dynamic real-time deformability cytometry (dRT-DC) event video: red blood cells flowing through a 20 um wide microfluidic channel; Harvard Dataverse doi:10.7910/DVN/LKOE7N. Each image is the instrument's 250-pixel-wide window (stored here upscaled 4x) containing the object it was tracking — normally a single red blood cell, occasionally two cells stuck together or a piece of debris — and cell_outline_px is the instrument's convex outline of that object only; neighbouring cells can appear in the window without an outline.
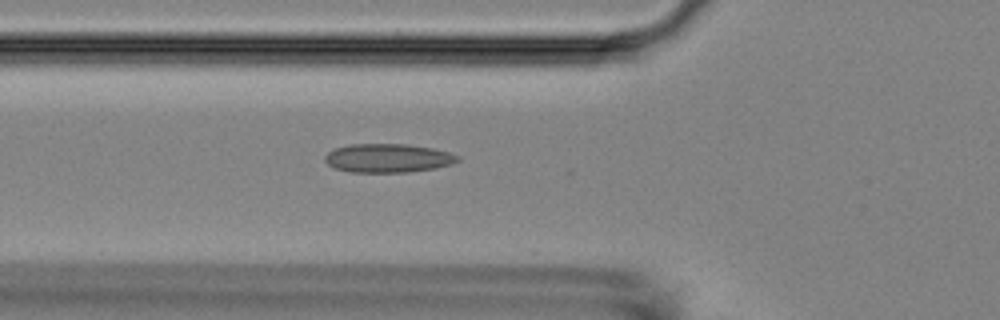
{"species": "Egyptian fruit bat (a non-hibernating species)", "species_latin": "Rousettus aegyptiacus", "temperature_condition": "room temperature", "stored_images_in_passage": 54, "camera_frame_rate_fps": 3000, "um_per_image_px": 0.085, "animal": {"sex": "female"}, "frame": {"image": 1, "passage_image": 19, "time_ms": 6.0, "image_size_px": [1000, 320], "cell_outline_px": [[460, 160], [452, 164], [436, 168], [408, 172], [348, 172], [336, 168], [328, 164], [324, 160], [324, 156], [328, 152], [336, 148], [348, 144], [408, 144], [432, 148], [448, 152], [460, 156]], "centroid_in_image_um": [32.98, 13.44], "position_along_channel_um": 92.8, "area_um2": 22.31}}
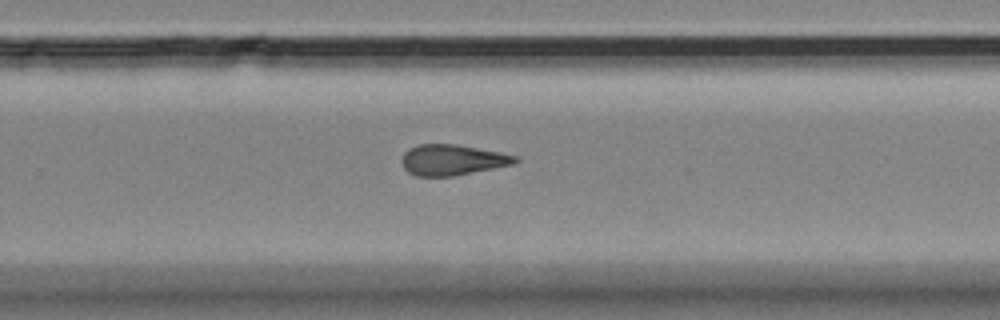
{"frame": {"image": 2, "passage_image": 35, "time_ms": 11.333, "image_size_px": [1000, 320], "cell_outline_px": [[520, 160], [516, 164], [456, 176], [416, 176], [408, 172], [404, 168], [400, 160], [404, 152], [408, 148], [420, 144], [456, 144], [500, 152], [516, 156]], "centroid_in_image_um": [38.46, 13.6], "position_along_channel_um": 291.3, "area_um2": 20.58}}
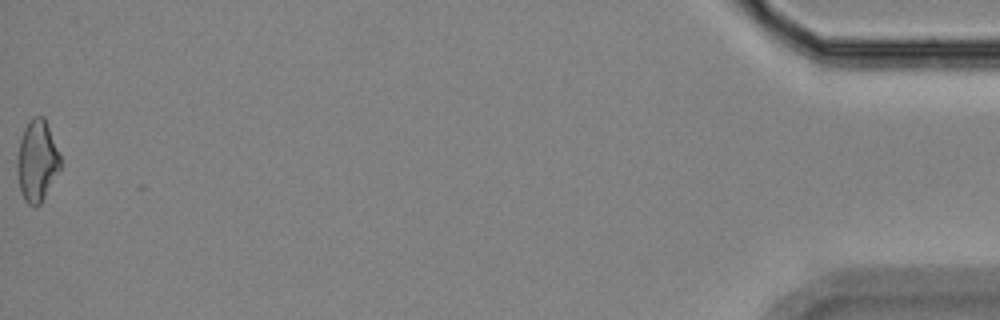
{"frame": {"image": 3, "passage_image": 54, "time_ms": 17.667, "image_size_px": [1000, 320], "cell_outline_px": [[60, 168], [40, 204], [28, 204], [24, 200], [20, 192], [16, 172], [16, 164], [20, 140], [24, 128], [28, 120], [32, 116], [44, 116], [60, 156]], "centroid_in_image_um": [3.11, 13.65], "position_along_channel_um": 432.1, "area_um2": 20.29}, "authors_computed_cell_mechanics": {"area_um2": 20.7213, "velocity_mm_per_s": 3.7146, "shape_relaxation_time_tau1_ms": null, "shape_relaxation_time_tau2_ms": 3.9888, "deformation_change_tau1": null, "deformation_change_tau2": 0.1292}}